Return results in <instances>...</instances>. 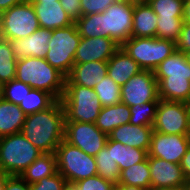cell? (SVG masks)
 <instances>
[{"label": "cell", "instance_id": "6da1fadb", "mask_svg": "<svg viewBox=\"0 0 190 190\" xmlns=\"http://www.w3.org/2000/svg\"><path fill=\"white\" fill-rule=\"evenodd\" d=\"M135 1L116 0L104 12L81 16L74 23L86 38L109 37L119 45L132 37Z\"/></svg>", "mask_w": 190, "mask_h": 190}, {"label": "cell", "instance_id": "7a4b0ae2", "mask_svg": "<svg viewBox=\"0 0 190 190\" xmlns=\"http://www.w3.org/2000/svg\"><path fill=\"white\" fill-rule=\"evenodd\" d=\"M65 111L61 100L47 110L27 115L21 133L42 153H55L64 140Z\"/></svg>", "mask_w": 190, "mask_h": 190}, {"label": "cell", "instance_id": "3957f363", "mask_svg": "<svg viewBox=\"0 0 190 190\" xmlns=\"http://www.w3.org/2000/svg\"><path fill=\"white\" fill-rule=\"evenodd\" d=\"M153 72L160 99L190 104V64L185 53L176 50Z\"/></svg>", "mask_w": 190, "mask_h": 190}, {"label": "cell", "instance_id": "277c9868", "mask_svg": "<svg viewBox=\"0 0 190 190\" xmlns=\"http://www.w3.org/2000/svg\"><path fill=\"white\" fill-rule=\"evenodd\" d=\"M15 78L31 88L50 93L61 100L66 77L51 66L45 58L27 57L17 60Z\"/></svg>", "mask_w": 190, "mask_h": 190}, {"label": "cell", "instance_id": "5b68a950", "mask_svg": "<svg viewBox=\"0 0 190 190\" xmlns=\"http://www.w3.org/2000/svg\"><path fill=\"white\" fill-rule=\"evenodd\" d=\"M42 152L21 132L0 138V171L20 176Z\"/></svg>", "mask_w": 190, "mask_h": 190}, {"label": "cell", "instance_id": "8992f818", "mask_svg": "<svg viewBox=\"0 0 190 190\" xmlns=\"http://www.w3.org/2000/svg\"><path fill=\"white\" fill-rule=\"evenodd\" d=\"M121 47L142 70L149 71H154L161 62L176 51L174 41L157 37H131Z\"/></svg>", "mask_w": 190, "mask_h": 190}, {"label": "cell", "instance_id": "52a82bcc", "mask_svg": "<svg viewBox=\"0 0 190 190\" xmlns=\"http://www.w3.org/2000/svg\"><path fill=\"white\" fill-rule=\"evenodd\" d=\"M61 101L65 121L95 123L102 108L94 89L81 85H65Z\"/></svg>", "mask_w": 190, "mask_h": 190}, {"label": "cell", "instance_id": "ba28073f", "mask_svg": "<svg viewBox=\"0 0 190 190\" xmlns=\"http://www.w3.org/2000/svg\"><path fill=\"white\" fill-rule=\"evenodd\" d=\"M80 40L81 36L75 23L66 28L53 29L45 60L67 77L74 66Z\"/></svg>", "mask_w": 190, "mask_h": 190}, {"label": "cell", "instance_id": "9c48e42d", "mask_svg": "<svg viewBox=\"0 0 190 190\" xmlns=\"http://www.w3.org/2000/svg\"><path fill=\"white\" fill-rule=\"evenodd\" d=\"M57 171L68 184L97 175L95 157L63 140L55 151Z\"/></svg>", "mask_w": 190, "mask_h": 190}, {"label": "cell", "instance_id": "30bf717a", "mask_svg": "<svg viewBox=\"0 0 190 190\" xmlns=\"http://www.w3.org/2000/svg\"><path fill=\"white\" fill-rule=\"evenodd\" d=\"M39 28L35 9L28 0L0 13V37L3 39H22Z\"/></svg>", "mask_w": 190, "mask_h": 190}, {"label": "cell", "instance_id": "8fae6325", "mask_svg": "<svg viewBox=\"0 0 190 190\" xmlns=\"http://www.w3.org/2000/svg\"><path fill=\"white\" fill-rule=\"evenodd\" d=\"M152 127L154 131L163 134H188L190 104L160 99Z\"/></svg>", "mask_w": 190, "mask_h": 190}, {"label": "cell", "instance_id": "7c38bea8", "mask_svg": "<svg viewBox=\"0 0 190 190\" xmlns=\"http://www.w3.org/2000/svg\"><path fill=\"white\" fill-rule=\"evenodd\" d=\"M108 135L95 123L65 121L64 140L95 157L106 145Z\"/></svg>", "mask_w": 190, "mask_h": 190}, {"label": "cell", "instance_id": "4fadbf2b", "mask_svg": "<svg viewBox=\"0 0 190 190\" xmlns=\"http://www.w3.org/2000/svg\"><path fill=\"white\" fill-rule=\"evenodd\" d=\"M159 100L158 82L153 71L142 70L121 86V102L129 107Z\"/></svg>", "mask_w": 190, "mask_h": 190}, {"label": "cell", "instance_id": "5bb4252c", "mask_svg": "<svg viewBox=\"0 0 190 190\" xmlns=\"http://www.w3.org/2000/svg\"><path fill=\"white\" fill-rule=\"evenodd\" d=\"M189 146L188 134H163L153 131L148 156L180 164Z\"/></svg>", "mask_w": 190, "mask_h": 190}, {"label": "cell", "instance_id": "9a60e30c", "mask_svg": "<svg viewBox=\"0 0 190 190\" xmlns=\"http://www.w3.org/2000/svg\"><path fill=\"white\" fill-rule=\"evenodd\" d=\"M120 47L121 45L109 37H81L74 57V64L93 61L107 62Z\"/></svg>", "mask_w": 190, "mask_h": 190}, {"label": "cell", "instance_id": "2e32d148", "mask_svg": "<svg viewBox=\"0 0 190 190\" xmlns=\"http://www.w3.org/2000/svg\"><path fill=\"white\" fill-rule=\"evenodd\" d=\"M151 190L185 185L186 178L180 164L148 156Z\"/></svg>", "mask_w": 190, "mask_h": 190}, {"label": "cell", "instance_id": "e0dca14e", "mask_svg": "<svg viewBox=\"0 0 190 190\" xmlns=\"http://www.w3.org/2000/svg\"><path fill=\"white\" fill-rule=\"evenodd\" d=\"M51 36V29L40 27L28 37L10 40L15 58L17 60L27 57L45 58Z\"/></svg>", "mask_w": 190, "mask_h": 190}, {"label": "cell", "instance_id": "ac0fdd59", "mask_svg": "<svg viewBox=\"0 0 190 190\" xmlns=\"http://www.w3.org/2000/svg\"><path fill=\"white\" fill-rule=\"evenodd\" d=\"M36 12L39 26L46 29L66 28L74 24L60 1H29Z\"/></svg>", "mask_w": 190, "mask_h": 190}, {"label": "cell", "instance_id": "d6986e66", "mask_svg": "<svg viewBox=\"0 0 190 190\" xmlns=\"http://www.w3.org/2000/svg\"><path fill=\"white\" fill-rule=\"evenodd\" d=\"M153 131L152 126L126 123L112 130L108 134V138L125 146L136 147L148 152Z\"/></svg>", "mask_w": 190, "mask_h": 190}, {"label": "cell", "instance_id": "ffe728a7", "mask_svg": "<svg viewBox=\"0 0 190 190\" xmlns=\"http://www.w3.org/2000/svg\"><path fill=\"white\" fill-rule=\"evenodd\" d=\"M107 62L93 61L74 64L66 77L65 85H81L94 89L107 76Z\"/></svg>", "mask_w": 190, "mask_h": 190}, {"label": "cell", "instance_id": "44dd1931", "mask_svg": "<svg viewBox=\"0 0 190 190\" xmlns=\"http://www.w3.org/2000/svg\"><path fill=\"white\" fill-rule=\"evenodd\" d=\"M158 17L146 0L135 1L132 37H157Z\"/></svg>", "mask_w": 190, "mask_h": 190}, {"label": "cell", "instance_id": "7402d4cb", "mask_svg": "<svg viewBox=\"0 0 190 190\" xmlns=\"http://www.w3.org/2000/svg\"><path fill=\"white\" fill-rule=\"evenodd\" d=\"M107 75L120 87L142 71L141 67L120 47L107 61Z\"/></svg>", "mask_w": 190, "mask_h": 190}, {"label": "cell", "instance_id": "603a6c76", "mask_svg": "<svg viewBox=\"0 0 190 190\" xmlns=\"http://www.w3.org/2000/svg\"><path fill=\"white\" fill-rule=\"evenodd\" d=\"M131 117L130 107L119 103L101 108L95 125L107 135L120 125L129 123Z\"/></svg>", "mask_w": 190, "mask_h": 190}, {"label": "cell", "instance_id": "cb8c5ba5", "mask_svg": "<svg viewBox=\"0 0 190 190\" xmlns=\"http://www.w3.org/2000/svg\"><path fill=\"white\" fill-rule=\"evenodd\" d=\"M25 113L19 105L0 100V138L22 131Z\"/></svg>", "mask_w": 190, "mask_h": 190}, {"label": "cell", "instance_id": "d4e9b609", "mask_svg": "<svg viewBox=\"0 0 190 190\" xmlns=\"http://www.w3.org/2000/svg\"><path fill=\"white\" fill-rule=\"evenodd\" d=\"M57 172L55 153H42L22 172L20 177L31 185L43 178L53 176Z\"/></svg>", "mask_w": 190, "mask_h": 190}, {"label": "cell", "instance_id": "484cf974", "mask_svg": "<svg viewBox=\"0 0 190 190\" xmlns=\"http://www.w3.org/2000/svg\"><path fill=\"white\" fill-rule=\"evenodd\" d=\"M106 145L111 149V156L113 160L116 161L120 172L134 164L144 161L148 156L146 150L128 147L120 142L110 140L109 138L106 141Z\"/></svg>", "mask_w": 190, "mask_h": 190}, {"label": "cell", "instance_id": "4316f807", "mask_svg": "<svg viewBox=\"0 0 190 190\" xmlns=\"http://www.w3.org/2000/svg\"><path fill=\"white\" fill-rule=\"evenodd\" d=\"M118 184L138 186L147 190H151L148 156L144 161L122 170L120 172V179Z\"/></svg>", "mask_w": 190, "mask_h": 190}, {"label": "cell", "instance_id": "83f0119b", "mask_svg": "<svg viewBox=\"0 0 190 190\" xmlns=\"http://www.w3.org/2000/svg\"><path fill=\"white\" fill-rule=\"evenodd\" d=\"M56 101L50 93L32 88L29 94H26L24 100L19 104V107L27 116L47 110Z\"/></svg>", "mask_w": 190, "mask_h": 190}, {"label": "cell", "instance_id": "f1b7e54d", "mask_svg": "<svg viewBox=\"0 0 190 190\" xmlns=\"http://www.w3.org/2000/svg\"><path fill=\"white\" fill-rule=\"evenodd\" d=\"M97 175L117 185L120 179V170L111 156V149L105 145L95 156Z\"/></svg>", "mask_w": 190, "mask_h": 190}, {"label": "cell", "instance_id": "f546056e", "mask_svg": "<svg viewBox=\"0 0 190 190\" xmlns=\"http://www.w3.org/2000/svg\"><path fill=\"white\" fill-rule=\"evenodd\" d=\"M16 63L12 46L9 40L0 37V82L7 83L15 79Z\"/></svg>", "mask_w": 190, "mask_h": 190}, {"label": "cell", "instance_id": "4dcf8cb0", "mask_svg": "<svg viewBox=\"0 0 190 190\" xmlns=\"http://www.w3.org/2000/svg\"><path fill=\"white\" fill-rule=\"evenodd\" d=\"M102 107L121 103V87L108 75L94 87Z\"/></svg>", "mask_w": 190, "mask_h": 190}, {"label": "cell", "instance_id": "1f68e13d", "mask_svg": "<svg viewBox=\"0 0 190 190\" xmlns=\"http://www.w3.org/2000/svg\"><path fill=\"white\" fill-rule=\"evenodd\" d=\"M157 17H183L184 0H146Z\"/></svg>", "mask_w": 190, "mask_h": 190}, {"label": "cell", "instance_id": "d6a6232c", "mask_svg": "<svg viewBox=\"0 0 190 190\" xmlns=\"http://www.w3.org/2000/svg\"><path fill=\"white\" fill-rule=\"evenodd\" d=\"M158 102L152 101L142 105L131 106L129 123L132 125L153 126Z\"/></svg>", "mask_w": 190, "mask_h": 190}, {"label": "cell", "instance_id": "836d02e7", "mask_svg": "<svg viewBox=\"0 0 190 190\" xmlns=\"http://www.w3.org/2000/svg\"><path fill=\"white\" fill-rule=\"evenodd\" d=\"M183 17L161 18L157 21V38L178 41L183 26Z\"/></svg>", "mask_w": 190, "mask_h": 190}, {"label": "cell", "instance_id": "e575fe53", "mask_svg": "<svg viewBox=\"0 0 190 190\" xmlns=\"http://www.w3.org/2000/svg\"><path fill=\"white\" fill-rule=\"evenodd\" d=\"M32 88L19 80L12 79L10 82L4 83L3 99L13 104L19 105L26 94H29Z\"/></svg>", "mask_w": 190, "mask_h": 190}, {"label": "cell", "instance_id": "d590c367", "mask_svg": "<svg viewBox=\"0 0 190 190\" xmlns=\"http://www.w3.org/2000/svg\"><path fill=\"white\" fill-rule=\"evenodd\" d=\"M77 190H115L116 185L99 175L91 176L75 182Z\"/></svg>", "mask_w": 190, "mask_h": 190}, {"label": "cell", "instance_id": "8d00e7d4", "mask_svg": "<svg viewBox=\"0 0 190 190\" xmlns=\"http://www.w3.org/2000/svg\"><path fill=\"white\" fill-rule=\"evenodd\" d=\"M68 185L66 179L59 173L43 178L30 185V190H65Z\"/></svg>", "mask_w": 190, "mask_h": 190}, {"label": "cell", "instance_id": "74e56055", "mask_svg": "<svg viewBox=\"0 0 190 190\" xmlns=\"http://www.w3.org/2000/svg\"><path fill=\"white\" fill-rule=\"evenodd\" d=\"M116 0H81L82 16L104 12Z\"/></svg>", "mask_w": 190, "mask_h": 190}, {"label": "cell", "instance_id": "f35d334b", "mask_svg": "<svg viewBox=\"0 0 190 190\" xmlns=\"http://www.w3.org/2000/svg\"><path fill=\"white\" fill-rule=\"evenodd\" d=\"M62 8L75 22L82 16L81 0H59Z\"/></svg>", "mask_w": 190, "mask_h": 190}, {"label": "cell", "instance_id": "ab89813d", "mask_svg": "<svg viewBox=\"0 0 190 190\" xmlns=\"http://www.w3.org/2000/svg\"><path fill=\"white\" fill-rule=\"evenodd\" d=\"M176 50L183 53L190 51V23H183L180 37L176 42Z\"/></svg>", "mask_w": 190, "mask_h": 190}, {"label": "cell", "instance_id": "60d3db41", "mask_svg": "<svg viewBox=\"0 0 190 190\" xmlns=\"http://www.w3.org/2000/svg\"><path fill=\"white\" fill-rule=\"evenodd\" d=\"M4 190H30V185L20 176H9Z\"/></svg>", "mask_w": 190, "mask_h": 190}, {"label": "cell", "instance_id": "b9f144b4", "mask_svg": "<svg viewBox=\"0 0 190 190\" xmlns=\"http://www.w3.org/2000/svg\"><path fill=\"white\" fill-rule=\"evenodd\" d=\"M180 166L183 169L185 178H190V146L188 147L185 155L182 157Z\"/></svg>", "mask_w": 190, "mask_h": 190}, {"label": "cell", "instance_id": "7bdbcfd3", "mask_svg": "<svg viewBox=\"0 0 190 190\" xmlns=\"http://www.w3.org/2000/svg\"><path fill=\"white\" fill-rule=\"evenodd\" d=\"M26 0H0V13L8 10L10 7L20 4Z\"/></svg>", "mask_w": 190, "mask_h": 190}, {"label": "cell", "instance_id": "ee69618b", "mask_svg": "<svg viewBox=\"0 0 190 190\" xmlns=\"http://www.w3.org/2000/svg\"><path fill=\"white\" fill-rule=\"evenodd\" d=\"M183 20L186 23H190V0H184Z\"/></svg>", "mask_w": 190, "mask_h": 190}, {"label": "cell", "instance_id": "f6af8a7d", "mask_svg": "<svg viewBox=\"0 0 190 190\" xmlns=\"http://www.w3.org/2000/svg\"><path fill=\"white\" fill-rule=\"evenodd\" d=\"M115 190H147L138 186H129L126 184H117Z\"/></svg>", "mask_w": 190, "mask_h": 190}, {"label": "cell", "instance_id": "bcb514c9", "mask_svg": "<svg viewBox=\"0 0 190 190\" xmlns=\"http://www.w3.org/2000/svg\"><path fill=\"white\" fill-rule=\"evenodd\" d=\"M9 174H6L2 171H0V190H4L7 178L9 177Z\"/></svg>", "mask_w": 190, "mask_h": 190}, {"label": "cell", "instance_id": "7dc6e473", "mask_svg": "<svg viewBox=\"0 0 190 190\" xmlns=\"http://www.w3.org/2000/svg\"><path fill=\"white\" fill-rule=\"evenodd\" d=\"M153 190H187L186 185L176 186V187H169V188H160V189H153Z\"/></svg>", "mask_w": 190, "mask_h": 190}, {"label": "cell", "instance_id": "c3c4849f", "mask_svg": "<svg viewBox=\"0 0 190 190\" xmlns=\"http://www.w3.org/2000/svg\"><path fill=\"white\" fill-rule=\"evenodd\" d=\"M65 190H77V187L74 184H68Z\"/></svg>", "mask_w": 190, "mask_h": 190}, {"label": "cell", "instance_id": "681fc988", "mask_svg": "<svg viewBox=\"0 0 190 190\" xmlns=\"http://www.w3.org/2000/svg\"><path fill=\"white\" fill-rule=\"evenodd\" d=\"M4 84L0 82V100L3 99Z\"/></svg>", "mask_w": 190, "mask_h": 190}, {"label": "cell", "instance_id": "f907efd6", "mask_svg": "<svg viewBox=\"0 0 190 190\" xmlns=\"http://www.w3.org/2000/svg\"><path fill=\"white\" fill-rule=\"evenodd\" d=\"M185 185L187 187V190H190V178L186 179Z\"/></svg>", "mask_w": 190, "mask_h": 190}, {"label": "cell", "instance_id": "816d5d0a", "mask_svg": "<svg viewBox=\"0 0 190 190\" xmlns=\"http://www.w3.org/2000/svg\"><path fill=\"white\" fill-rule=\"evenodd\" d=\"M188 63L190 64V51L185 52Z\"/></svg>", "mask_w": 190, "mask_h": 190}, {"label": "cell", "instance_id": "f5cc1de1", "mask_svg": "<svg viewBox=\"0 0 190 190\" xmlns=\"http://www.w3.org/2000/svg\"><path fill=\"white\" fill-rule=\"evenodd\" d=\"M28 1H59V0H28Z\"/></svg>", "mask_w": 190, "mask_h": 190}, {"label": "cell", "instance_id": "db71d44e", "mask_svg": "<svg viewBox=\"0 0 190 190\" xmlns=\"http://www.w3.org/2000/svg\"><path fill=\"white\" fill-rule=\"evenodd\" d=\"M188 138H189V142H190V128H189Z\"/></svg>", "mask_w": 190, "mask_h": 190}, {"label": "cell", "instance_id": "11a10c76", "mask_svg": "<svg viewBox=\"0 0 190 190\" xmlns=\"http://www.w3.org/2000/svg\"><path fill=\"white\" fill-rule=\"evenodd\" d=\"M128 1H144V0H128Z\"/></svg>", "mask_w": 190, "mask_h": 190}]
</instances>
